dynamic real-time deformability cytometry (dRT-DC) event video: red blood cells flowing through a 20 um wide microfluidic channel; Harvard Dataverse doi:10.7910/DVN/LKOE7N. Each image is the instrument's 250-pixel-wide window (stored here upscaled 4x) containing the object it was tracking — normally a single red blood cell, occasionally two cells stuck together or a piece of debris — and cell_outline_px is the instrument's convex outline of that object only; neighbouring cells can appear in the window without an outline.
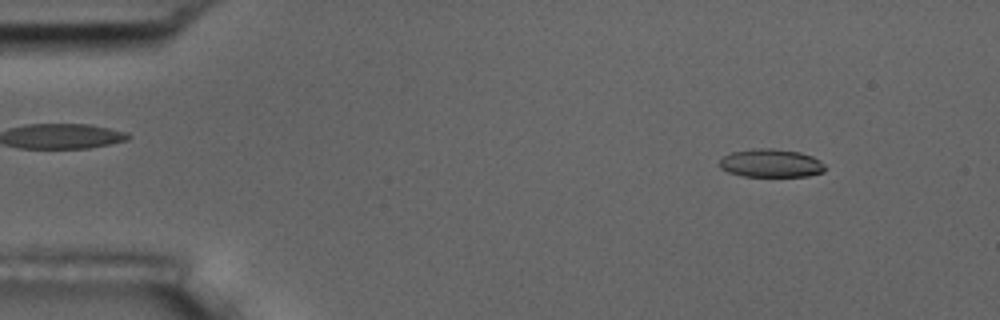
{"species": "common noctule bat (a hibernating species)", "species_latin": "Nyctalus noctula", "temperature_condition": "room temperature", "stored_images_in_passage": 3, "camera_frame_rate_fps": 3000, "um_per_image_px": 0.085, "animal": {"sex": "male", "body_mass_g": 17.5, "forearm_length_mm": 52.3}, "frame": {"image": 1, "passage_image": 1, "time_ms": 0.0, "image_size_px": [1000, 320], "cell_outline_px": [[824, 172], [808, 176], [744, 176], [728, 172], [720, 168], [720, 160], [724, 156], [732, 152], [752, 148], [772, 148], [800, 152], [812, 156], [820, 160], [824, 164]], "centroid_in_image_um": [65.54, 13.86], "position_along_channel_um": 19.5, "area_um2": 17.4}}
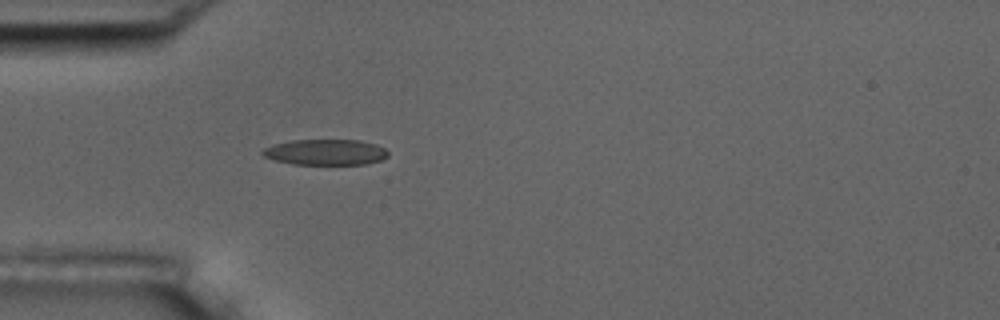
{"frame": {"image": 2, "passage_image": 3, "time_ms": 3.333, "image_size_px": [1000, 320], "cell_outline_px": [[388, 156], [380, 160], [364, 164], [292, 164], [276, 160], [264, 156], [260, 152], [264, 148], [272, 144], [288, 140], [360, 140], [376, 144], [384, 148], [388, 152]], "centroid_in_image_um": [27.65, 12.92], "position_along_channel_um": 57.4, "area_um2": 18.84}}